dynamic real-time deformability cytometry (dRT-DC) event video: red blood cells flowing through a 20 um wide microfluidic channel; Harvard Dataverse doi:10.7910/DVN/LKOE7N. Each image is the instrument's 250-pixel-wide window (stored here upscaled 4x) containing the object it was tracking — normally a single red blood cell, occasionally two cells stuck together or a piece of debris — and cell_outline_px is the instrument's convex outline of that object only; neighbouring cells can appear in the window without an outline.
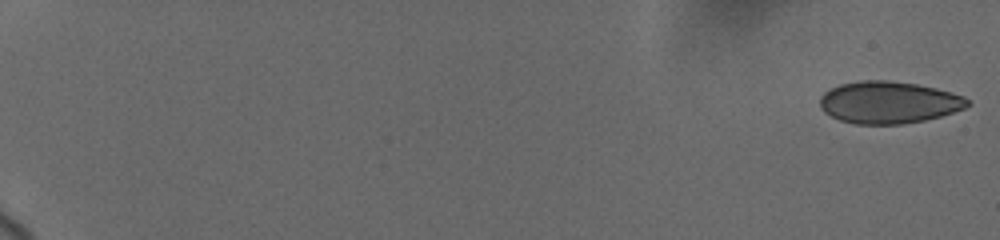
{"species": "human", "species_latin": "Homo sapiens", "temperature_condition": "cold", "stored_images_in_passage": 53, "camera_frame_rate_fps": 3000, "um_per_image_px": 0.085, "donor": {"sex": "female"}, "frame": {"image": 1, "passage_image": 1, "time_ms": 0.0, "image_size_px": [1000, 240], "cell_outline_px": [[972, 104], [964, 108], [940, 116], [924, 120], [904, 124], [856, 124], [840, 120], [824, 112], [820, 108], [820, 96], [824, 92], [840, 84], [860, 80], [888, 80], [916, 84], [936, 88], [964, 96]], "centroid_in_image_um": [75.53, 8.7], "position_along_channel_um": 9.5, "area_um2": 36.18}}
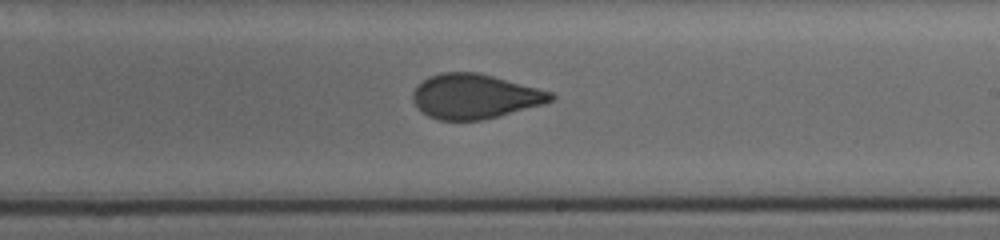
{"frame": {"image": 2, "passage_image": 34, "time_ms": 12.333, "image_size_px": [1000, 240], "cell_outline_px": [[556, 96], [552, 100], [544, 104], [480, 120], [440, 120], [428, 116], [412, 100], [412, 92], [416, 84], [428, 76], [440, 72], [480, 72], [552, 92]], "centroid_in_image_um": [40.33, 8.17], "position_along_channel_um": 248.7, "area_um2": 35.84}}
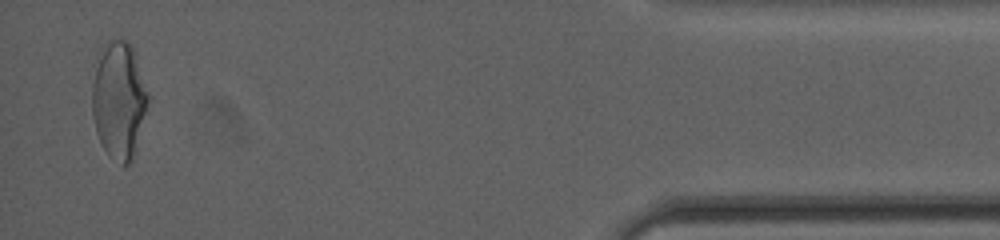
{"frame": {"image": 3, "passage_image": 52, "time_ms": 18.667, "image_size_px": [1000, 240], "cell_outline_px": [[148, 104], [132, 160], [128, 164], [124, 164], [108, 156], [100, 144], [96, 132], [92, 116], [92, 84], [96, 52], [112, 36], [120, 36], [132, 44], [148, 92]], "centroid_in_image_um": [10.06, 8.4], "position_along_channel_um": 425.1, "area_um2": 38.96}}